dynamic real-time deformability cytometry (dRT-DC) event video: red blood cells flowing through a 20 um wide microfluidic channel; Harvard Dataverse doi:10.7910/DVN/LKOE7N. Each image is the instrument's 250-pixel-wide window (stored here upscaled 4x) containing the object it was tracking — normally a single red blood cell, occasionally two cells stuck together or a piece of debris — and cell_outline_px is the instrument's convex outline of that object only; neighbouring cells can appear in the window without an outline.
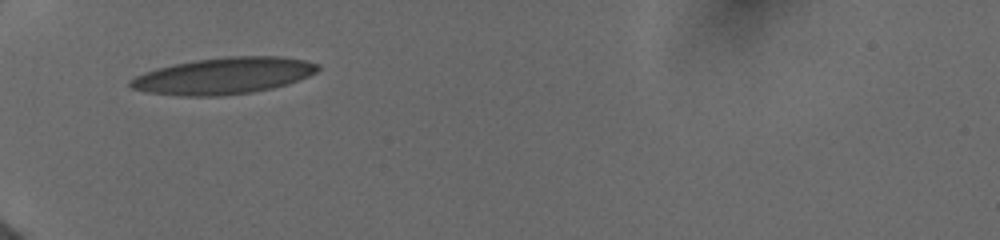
{"species": "human", "species_latin": "Homo sapiens", "temperature_condition": "cold", "stored_images_in_passage": 8, "camera_frame_rate_fps": 3000, "um_per_image_px": 0.085, "donor": {"sex": "female"}, "frame": {"image": 1, "passage_image": 1, "time_ms": 0.0, "image_size_px": [1000, 240], "cell_outline_px": [[320, 68], [316, 72], [308, 76], [288, 84], [272, 88], [252, 92], [220, 96], [180, 96], [148, 92], [132, 88], [128, 84], [128, 80], [144, 72], [156, 68], [196, 60], [228, 56], [280, 56], [304, 60], [320, 64]], "centroid_in_image_um": [19.01, 6.44], "position_along_channel_um": 66.0, "area_um2": 39.88}}
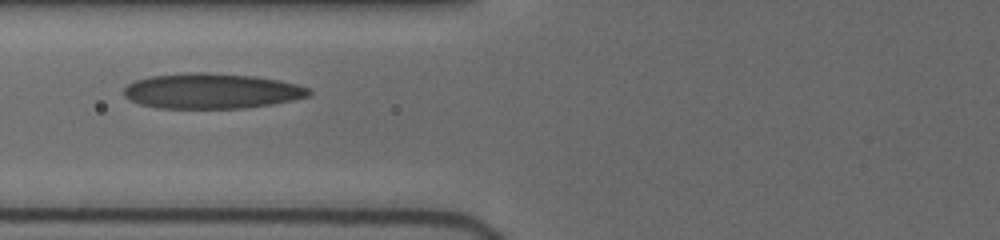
{"frame": {"image": 2, "passage_image": 7, "time_ms": 1.333, "image_size_px": [1000, 240], "cell_outline_px": [[312, 92], [308, 96], [292, 100], [272, 104], [244, 108], [156, 108], [140, 104], [124, 96], [124, 88], [128, 84], [136, 80], [148, 76], [188, 72], [208, 72], [252, 76], [280, 80], [296, 84], [308, 88]], "centroid_in_image_um": [17.96, 7.73], "position_along_channel_um": 107.8, "area_um2": 38.09}}